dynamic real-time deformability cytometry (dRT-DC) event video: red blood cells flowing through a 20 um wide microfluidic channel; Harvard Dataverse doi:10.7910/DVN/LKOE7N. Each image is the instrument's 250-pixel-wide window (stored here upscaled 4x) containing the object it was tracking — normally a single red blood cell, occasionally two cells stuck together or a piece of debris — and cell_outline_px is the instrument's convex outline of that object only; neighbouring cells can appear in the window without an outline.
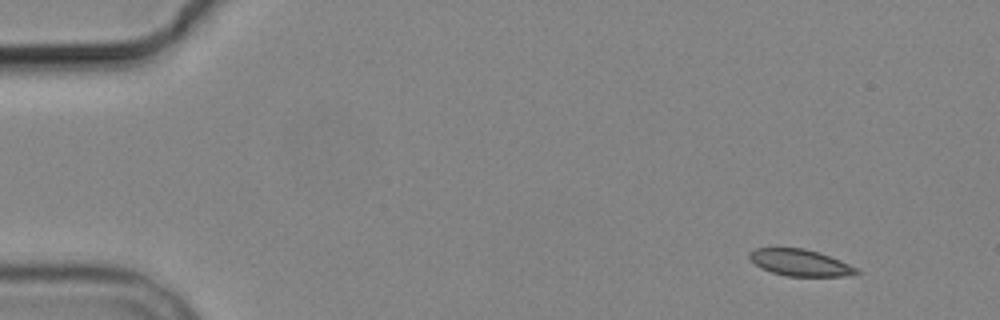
{"species": "common noctule bat (a hibernating species)", "species_latin": "Nyctalus noctula", "temperature_condition": "cold", "stored_images_in_passage": 5, "camera_frame_rate_fps": 3000, "um_per_image_px": 0.085, "animal": {"sex": "male", "body_mass_g": 19.2, "forearm_length_mm": 51.8}, "frame": {"image": 1, "passage_image": 1, "time_ms": 0.0, "image_size_px": [1000, 320], "cell_outline_px": [[860, 272], [852, 276], [788, 276], [772, 272], [760, 268], [748, 256], [748, 252], [756, 248], [804, 248], [820, 252], [840, 260], [856, 268]], "centroid_in_image_um": [68.02, 22.32], "position_along_channel_um": 17.0, "area_um2": 16.59}}
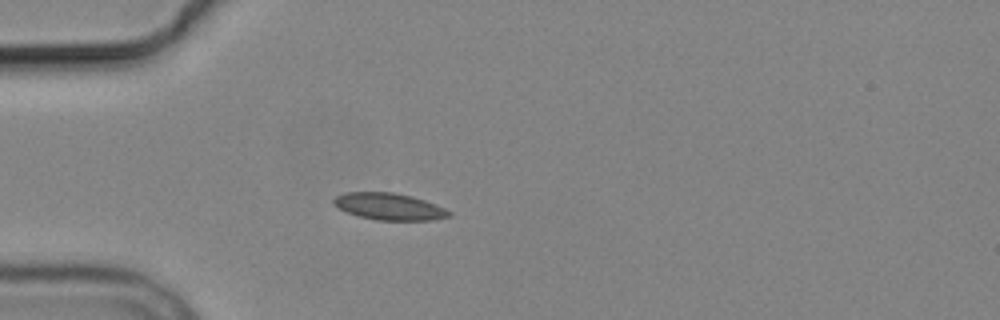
{"frame": {"image": 2, "passage_image": 4, "time_ms": 3.667, "image_size_px": [1000, 320], "cell_outline_px": [[452, 216], [432, 220], [376, 220], [360, 216], [348, 212], [332, 204], [332, 200], [336, 196], [344, 192], [392, 192], [412, 196], [436, 204], [452, 212]], "centroid_in_image_um": [33.09, 17.55], "position_along_channel_um": 51.9, "area_um2": 18.03}}